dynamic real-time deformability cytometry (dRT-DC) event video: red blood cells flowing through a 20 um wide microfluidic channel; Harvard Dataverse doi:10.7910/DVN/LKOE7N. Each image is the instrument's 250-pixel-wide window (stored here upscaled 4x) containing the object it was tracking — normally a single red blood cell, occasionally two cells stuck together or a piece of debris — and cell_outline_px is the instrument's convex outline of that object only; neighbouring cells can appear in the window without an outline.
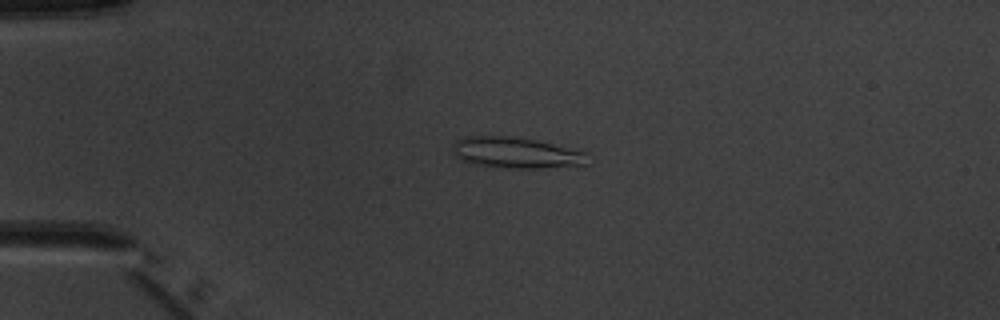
{"species": "common noctule bat (a hibernating species)", "species_latin": "Nyctalus noctula", "temperature_condition": "warm", "stored_images_in_passage": 7, "camera_frame_rate_fps": 3000, "um_per_image_px": 0.085, "animal": {"sex": "male", "body_mass_g": 20.1, "forearm_length_mm": 53.5}, "frame": {"image": 1, "passage_image": 3, "time_ms": 2.0, "image_size_px": [1000, 320], "cell_outline_px": [[588, 164], [540, 168], [508, 168], [476, 164], [460, 160], [452, 152], [456, 140], [464, 136], [516, 136], [576, 148], [588, 152]], "centroid_in_image_um": [43.92, 12.97], "position_along_channel_um": 41.1, "area_um2": 24.68}}
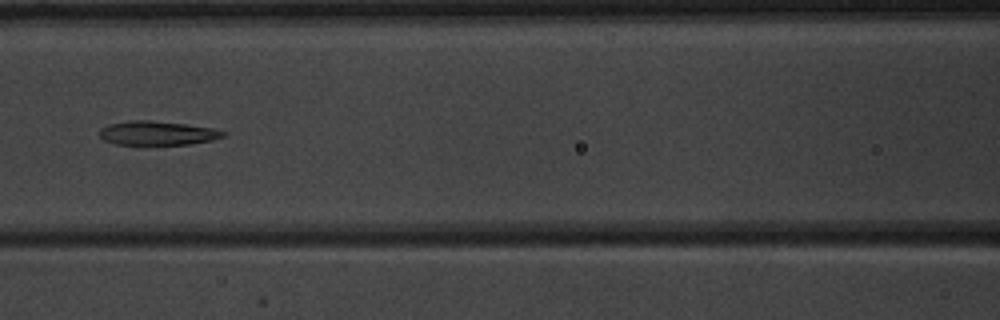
{"frame": {"image": 2, "passage_image": 6, "time_ms": 5.667, "image_size_px": [1000, 320], "cell_outline_px": [[228, 136], [212, 140], [188, 144], [116, 144], [104, 140], [100, 136], [100, 128], [108, 124], [128, 120], [148, 120], [184, 124], [212, 128], [228, 132]], "centroid_in_image_um": [13.4, 11.3], "position_along_channel_um": 153.2, "area_um2": 17.28}}
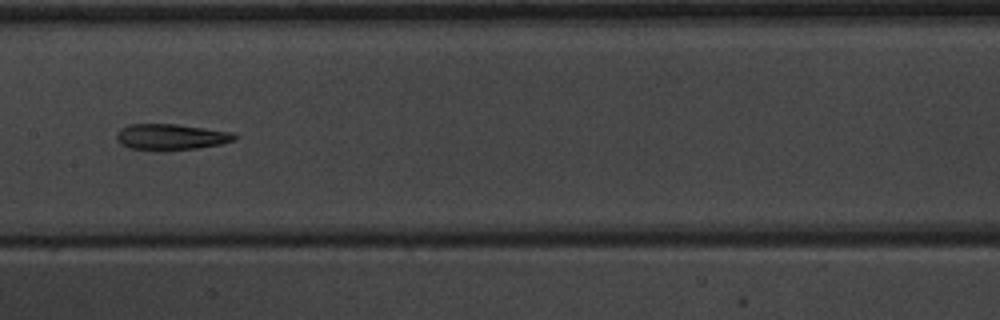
{"frame": {"image": 3, "passage_image": 7, "time_ms": 6.667, "image_size_px": [1000, 320], "cell_outline_px": [[240, 136], [236, 140], [220, 144], [196, 148], [164, 152], [132, 148], [120, 144], [116, 140], [116, 132], [120, 128], [128, 124], [176, 124], [232, 132]], "centroid_in_image_um": [14.52, 11.65], "position_along_channel_um": 192.9, "area_um2": 18.26}}